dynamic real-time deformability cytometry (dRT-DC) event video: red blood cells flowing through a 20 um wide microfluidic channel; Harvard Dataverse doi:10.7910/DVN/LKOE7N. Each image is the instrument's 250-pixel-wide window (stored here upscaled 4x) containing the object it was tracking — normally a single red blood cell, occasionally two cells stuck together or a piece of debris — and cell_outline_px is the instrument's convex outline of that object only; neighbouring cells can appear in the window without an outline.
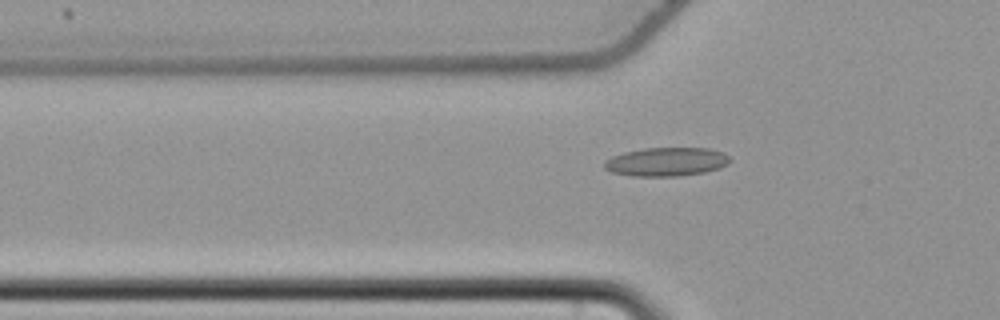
{"species": "common noctule bat (a hibernating species)", "species_latin": "Nyctalus noctula", "temperature_condition": "cold", "stored_images_in_passage": 55, "camera_frame_rate_fps": 3000, "um_per_image_px": 0.085, "animal": {"sex": "female", "body_mass_g": 22.7, "forearm_length_mm": 54.2}, "frame": {"image": 1, "passage_image": 19, "time_ms": 6.0, "image_size_px": [1000, 320], "cell_outline_px": [[732, 160], [728, 164], [720, 168], [704, 172], [680, 176], [632, 176], [612, 172], [604, 168], [604, 160], [612, 156], [624, 152], [644, 148], [708, 148], [724, 152]], "centroid_in_image_um": [56.66, 13.75], "position_along_channel_um": 69.1, "area_um2": 21.15}}
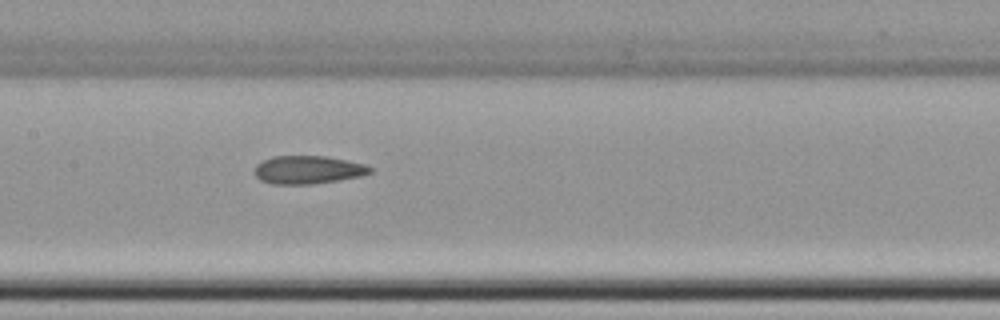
{"frame": {"image": 2, "passage_image": 28, "time_ms": 9.0, "image_size_px": [1000, 320], "cell_outline_px": [[372, 172], [360, 176], [340, 180], [312, 184], [272, 184], [260, 180], [256, 176], [256, 164], [272, 156], [328, 156], [364, 164], [372, 168]], "centroid_in_image_um": [26.18, 14.43], "position_along_channel_um": 181.2, "area_um2": 18.9}}
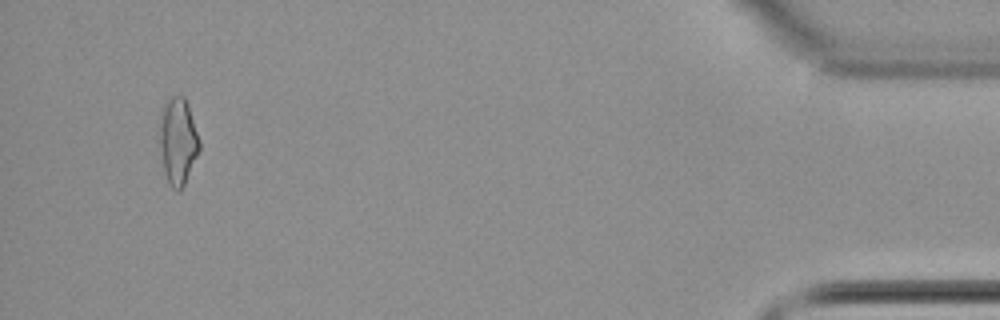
{"frame": {"image": 3, "passage_image": 53, "time_ms": 17.333, "image_size_px": [1000, 320], "cell_outline_px": [[200, 148], [184, 184], [180, 192], [176, 192], [168, 184], [164, 172], [160, 144], [160, 112], [164, 104], [172, 96], [184, 96], [188, 104], [200, 140]], "centroid_in_image_um": [15.12, 12.0], "position_along_channel_um": 420.1, "area_um2": 20.06}, "authors_computed_cell_mechanics": {"area_um2": 19.4208, "velocity_mm_per_s": 3.7595, "shape_relaxation_time_tau1_ms": null, "shape_relaxation_time_tau2_ms": 4.2899, "deformation_change_tau1": null, "deformation_change_tau2": 0.1181}}